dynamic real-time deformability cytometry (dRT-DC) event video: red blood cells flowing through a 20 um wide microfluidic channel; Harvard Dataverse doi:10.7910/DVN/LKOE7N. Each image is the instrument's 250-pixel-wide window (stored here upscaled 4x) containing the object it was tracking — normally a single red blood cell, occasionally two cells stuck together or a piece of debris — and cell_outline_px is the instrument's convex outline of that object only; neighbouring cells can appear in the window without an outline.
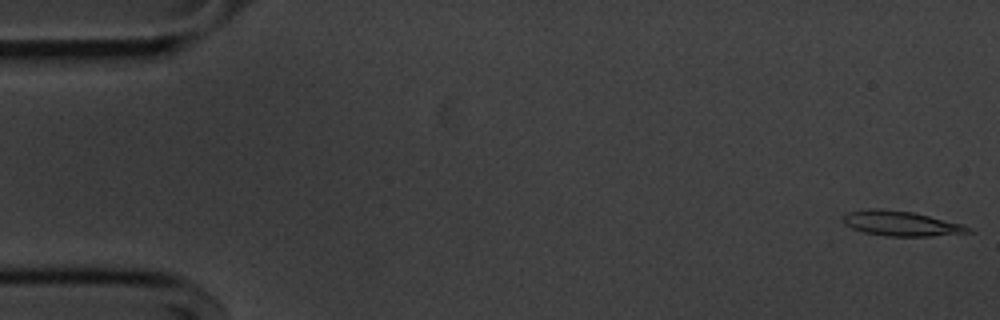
{"species": "common noctule bat (a hibernating species)", "species_latin": "Nyctalus noctula", "temperature_condition": "cold", "stored_images_in_passage": 9, "camera_frame_rate_fps": 3000, "um_per_image_px": 0.085, "animal": {"sex": "male", "body_mass_g": 20.1, "forearm_length_mm": 53.5}, "frame": {"image": 1, "passage_image": 1, "time_ms": 0.0, "image_size_px": [1000, 320], "cell_outline_px": [[976, 232], [932, 236], [888, 236], [864, 232], [852, 228], [844, 224], [840, 216], [844, 212], [868, 208], [876, 208], [912, 212], [964, 224], [972, 228]], "centroid_in_image_um": [76.58, 18.99], "position_along_channel_um": 8.4, "area_um2": 18.5}}